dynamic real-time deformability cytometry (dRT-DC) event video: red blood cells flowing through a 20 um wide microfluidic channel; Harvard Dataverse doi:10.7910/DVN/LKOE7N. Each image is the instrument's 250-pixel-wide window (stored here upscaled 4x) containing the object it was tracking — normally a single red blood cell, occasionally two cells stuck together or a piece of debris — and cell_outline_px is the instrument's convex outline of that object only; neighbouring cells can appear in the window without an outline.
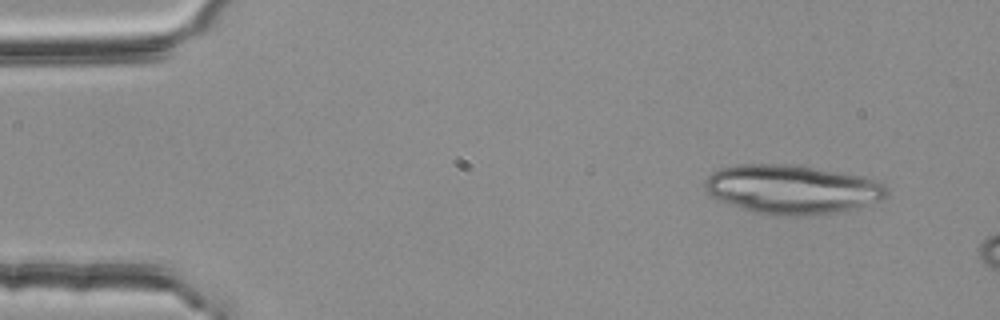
{"species": "common noctule bat (a hibernating species)", "species_latin": "Nyctalus noctula", "temperature_condition": "room temperature", "stored_images_in_passage": 3, "camera_frame_rate_fps": 3000, "um_per_image_px": 0.085, "animal": {"sex": "female", "body_mass_g": 25.1}, "frame": {"image": 1, "passage_image": 1, "time_ms": 0.0, "image_size_px": [1000, 320], "cell_outline_px": [[888, 196], [880, 200], [856, 208], [840, 212], [812, 216], [772, 216], [752, 212], [716, 200], [704, 192], [704, 180], [712, 172], [720, 168], [740, 164], [788, 164], [844, 172], [884, 180], [888, 188]], "centroid_in_image_um": [67.34, 16.11], "position_along_channel_um": 17.7, "area_um2": 53.29}}